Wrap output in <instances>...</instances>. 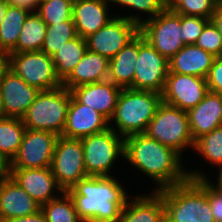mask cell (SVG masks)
Segmentation results:
<instances>
[{"label":"cell","mask_w":222,"mask_h":222,"mask_svg":"<svg viewBox=\"0 0 222 222\" xmlns=\"http://www.w3.org/2000/svg\"><path fill=\"white\" fill-rule=\"evenodd\" d=\"M134 168L150 176L159 185L156 190L178 185L189 179L178 152L146 134L124 138V156ZM185 171V172H184Z\"/></svg>","instance_id":"cell-1"},{"label":"cell","mask_w":222,"mask_h":222,"mask_svg":"<svg viewBox=\"0 0 222 222\" xmlns=\"http://www.w3.org/2000/svg\"><path fill=\"white\" fill-rule=\"evenodd\" d=\"M84 222H117L127 193L112 176H87L66 191Z\"/></svg>","instance_id":"cell-2"},{"label":"cell","mask_w":222,"mask_h":222,"mask_svg":"<svg viewBox=\"0 0 222 222\" xmlns=\"http://www.w3.org/2000/svg\"><path fill=\"white\" fill-rule=\"evenodd\" d=\"M181 184L156 190L163 198L166 222H214L206 195V176L188 172ZM205 176V177H204Z\"/></svg>","instance_id":"cell-3"},{"label":"cell","mask_w":222,"mask_h":222,"mask_svg":"<svg viewBox=\"0 0 222 222\" xmlns=\"http://www.w3.org/2000/svg\"><path fill=\"white\" fill-rule=\"evenodd\" d=\"M162 103L161 94L153 91L122 88L113 117L117 134L126 138L144 133Z\"/></svg>","instance_id":"cell-4"},{"label":"cell","mask_w":222,"mask_h":222,"mask_svg":"<svg viewBox=\"0 0 222 222\" xmlns=\"http://www.w3.org/2000/svg\"><path fill=\"white\" fill-rule=\"evenodd\" d=\"M70 99L71 91L63 86L40 91L22 117L25 128L48 131L61 136L66 124Z\"/></svg>","instance_id":"cell-5"},{"label":"cell","mask_w":222,"mask_h":222,"mask_svg":"<svg viewBox=\"0 0 222 222\" xmlns=\"http://www.w3.org/2000/svg\"><path fill=\"white\" fill-rule=\"evenodd\" d=\"M144 134L180 155L186 147L194 148L187 111L165 102L159 105Z\"/></svg>","instance_id":"cell-6"},{"label":"cell","mask_w":222,"mask_h":222,"mask_svg":"<svg viewBox=\"0 0 222 222\" xmlns=\"http://www.w3.org/2000/svg\"><path fill=\"white\" fill-rule=\"evenodd\" d=\"M6 66L39 91L62 86L52 57L42 51L10 52L6 55Z\"/></svg>","instance_id":"cell-7"},{"label":"cell","mask_w":222,"mask_h":222,"mask_svg":"<svg viewBox=\"0 0 222 222\" xmlns=\"http://www.w3.org/2000/svg\"><path fill=\"white\" fill-rule=\"evenodd\" d=\"M111 126L101 133L81 138L87 176H110L117 157L124 156V138Z\"/></svg>","instance_id":"cell-8"},{"label":"cell","mask_w":222,"mask_h":222,"mask_svg":"<svg viewBox=\"0 0 222 222\" xmlns=\"http://www.w3.org/2000/svg\"><path fill=\"white\" fill-rule=\"evenodd\" d=\"M142 23L138 15L115 16L107 25L85 38L87 50L110 60L139 33Z\"/></svg>","instance_id":"cell-9"},{"label":"cell","mask_w":222,"mask_h":222,"mask_svg":"<svg viewBox=\"0 0 222 222\" xmlns=\"http://www.w3.org/2000/svg\"><path fill=\"white\" fill-rule=\"evenodd\" d=\"M143 21L139 26V32L168 60L185 45L180 32L181 14L166 8L154 18Z\"/></svg>","instance_id":"cell-10"},{"label":"cell","mask_w":222,"mask_h":222,"mask_svg":"<svg viewBox=\"0 0 222 222\" xmlns=\"http://www.w3.org/2000/svg\"><path fill=\"white\" fill-rule=\"evenodd\" d=\"M169 73V60L162 56L139 32L138 58L130 89L162 94Z\"/></svg>","instance_id":"cell-11"},{"label":"cell","mask_w":222,"mask_h":222,"mask_svg":"<svg viewBox=\"0 0 222 222\" xmlns=\"http://www.w3.org/2000/svg\"><path fill=\"white\" fill-rule=\"evenodd\" d=\"M50 168L58 185L65 192L87 177L81 139L59 136Z\"/></svg>","instance_id":"cell-12"},{"label":"cell","mask_w":222,"mask_h":222,"mask_svg":"<svg viewBox=\"0 0 222 222\" xmlns=\"http://www.w3.org/2000/svg\"><path fill=\"white\" fill-rule=\"evenodd\" d=\"M58 138L52 132L26 129L10 169L50 168Z\"/></svg>","instance_id":"cell-13"},{"label":"cell","mask_w":222,"mask_h":222,"mask_svg":"<svg viewBox=\"0 0 222 222\" xmlns=\"http://www.w3.org/2000/svg\"><path fill=\"white\" fill-rule=\"evenodd\" d=\"M39 90L28 85L7 66L0 73V103L3 117L22 118Z\"/></svg>","instance_id":"cell-14"},{"label":"cell","mask_w":222,"mask_h":222,"mask_svg":"<svg viewBox=\"0 0 222 222\" xmlns=\"http://www.w3.org/2000/svg\"><path fill=\"white\" fill-rule=\"evenodd\" d=\"M207 92L205 78L169 72L161 96L162 102L188 111L201 102Z\"/></svg>","instance_id":"cell-15"},{"label":"cell","mask_w":222,"mask_h":222,"mask_svg":"<svg viewBox=\"0 0 222 222\" xmlns=\"http://www.w3.org/2000/svg\"><path fill=\"white\" fill-rule=\"evenodd\" d=\"M109 120L90 106L81 104L72 94L66 124L61 136L81 139L109 128Z\"/></svg>","instance_id":"cell-16"},{"label":"cell","mask_w":222,"mask_h":222,"mask_svg":"<svg viewBox=\"0 0 222 222\" xmlns=\"http://www.w3.org/2000/svg\"><path fill=\"white\" fill-rule=\"evenodd\" d=\"M13 180L30 195L39 206L57 198L54 190L63 193L51 168L10 169Z\"/></svg>","instance_id":"cell-17"},{"label":"cell","mask_w":222,"mask_h":222,"mask_svg":"<svg viewBox=\"0 0 222 222\" xmlns=\"http://www.w3.org/2000/svg\"><path fill=\"white\" fill-rule=\"evenodd\" d=\"M122 88L110 80L94 82L72 88L71 94L81 103L100 112L109 121L114 115Z\"/></svg>","instance_id":"cell-18"},{"label":"cell","mask_w":222,"mask_h":222,"mask_svg":"<svg viewBox=\"0 0 222 222\" xmlns=\"http://www.w3.org/2000/svg\"><path fill=\"white\" fill-rule=\"evenodd\" d=\"M40 210L41 206L11 176L0 180V222L34 215Z\"/></svg>","instance_id":"cell-19"},{"label":"cell","mask_w":222,"mask_h":222,"mask_svg":"<svg viewBox=\"0 0 222 222\" xmlns=\"http://www.w3.org/2000/svg\"><path fill=\"white\" fill-rule=\"evenodd\" d=\"M187 113L190 131L195 141L222 126V95L208 91L203 100Z\"/></svg>","instance_id":"cell-20"},{"label":"cell","mask_w":222,"mask_h":222,"mask_svg":"<svg viewBox=\"0 0 222 222\" xmlns=\"http://www.w3.org/2000/svg\"><path fill=\"white\" fill-rule=\"evenodd\" d=\"M108 2L110 0H74L72 20L78 36L85 39L113 19L108 16Z\"/></svg>","instance_id":"cell-21"},{"label":"cell","mask_w":222,"mask_h":222,"mask_svg":"<svg viewBox=\"0 0 222 222\" xmlns=\"http://www.w3.org/2000/svg\"><path fill=\"white\" fill-rule=\"evenodd\" d=\"M108 76L109 59L87 50L80 62L62 81V86L71 90L81 85L107 80Z\"/></svg>","instance_id":"cell-22"},{"label":"cell","mask_w":222,"mask_h":222,"mask_svg":"<svg viewBox=\"0 0 222 222\" xmlns=\"http://www.w3.org/2000/svg\"><path fill=\"white\" fill-rule=\"evenodd\" d=\"M215 56L195 44L184 45L171 59L169 72L207 78Z\"/></svg>","instance_id":"cell-23"},{"label":"cell","mask_w":222,"mask_h":222,"mask_svg":"<svg viewBox=\"0 0 222 222\" xmlns=\"http://www.w3.org/2000/svg\"><path fill=\"white\" fill-rule=\"evenodd\" d=\"M153 192L149 196H136L131 202L127 200L117 222H164L163 198L156 190Z\"/></svg>","instance_id":"cell-24"},{"label":"cell","mask_w":222,"mask_h":222,"mask_svg":"<svg viewBox=\"0 0 222 222\" xmlns=\"http://www.w3.org/2000/svg\"><path fill=\"white\" fill-rule=\"evenodd\" d=\"M138 58V34L109 60L108 80L121 88L133 85Z\"/></svg>","instance_id":"cell-25"},{"label":"cell","mask_w":222,"mask_h":222,"mask_svg":"<svg viewBox=\"0 0 222 222\" xmlns=\"http://www.w3.org/2000/svg\"><path fill=\"white\" fill-rule=\"evenodd\" d=\"M31 12L16 6H6L0 22V52L7 55L16 46L23 23Z\"/></svg>","instance_id":"cell-26"},{"label":"cell","mask_w":222,"mask_h":222,"mask_svg":"<svg viewBox=\"0 0 222 222\" xmlns=\"http://www.w3.org/2000/svg\"><path fill=\"white\" fill-rule=\"evenodd\" d=\"M87 51L86 40L76 36L63 44L51 57L55 65L57 76L63 81L80 62Z\"/></svg>","instance_id":"cell-27"},{"label":"cell","mask_w":222,"mask_h":222,"mask_svg":"<svg viewBox=\"0 0 222 222\" xmlns=\"http://www.w3.org/2000/svg\"><path fill=\"white\" fill-rule=\"evenodd\" d=\"M47 25L35 12L30 13L23 23L17 46L11 52L41 51Z\"/></svg>","instance_id":"cell-28"},{"label":"cell","mask_w":222,"mask_h":222,"mask_svg":"<svg viewBox=\"0 0 222 222\" xmlns=\"http://www.w3.org/2000/svg\"><path fill=\"white\" fill-rule=\"evenodd\" d=\"M25 131L22 118L0 117V154L8 161L18 153Z\"/></svg>","instance_id":"cell-29"},{"label":"cell","mask_w":222,"mask_h":222,"mask_svg":"<svg viewBox=\"0 0 222 222\" xmlns=\"http://www.w3.org/2000/svg\"><path fill=\"white\" fill-rule=\"evenodd\" d=\"M47 222H84L75 209L73 200L67 192H63L61 198L50 200L41 206Z\"/></svg>","instance_id":"cell-30"},{"label":"cell","mask_w":222,"mask_h":222,"mask_svg":"<svg viewBox=\"0 0 222 222\" xmlns=\"http://www.w3.org/2000/svg\"><path fill=\"white\" fill-rule=\"evenodd\" d=\"M76 36L77 32L73 20L47 25L41 51L52 56L65 42L74 39Z\"/></svg>","instance_id":"cell-31"},{"label":"cell","mask_w":222,"mask_h":222,"mask_svg":"<svg viewBox=\"0 0 222 222\" xmlns=\"http://www.w3.org/2000/svg\"><path fill=\"white\" fill-rule=\"evenodd\" d=\"M203 158L217 166L222 164V126L204 134L194 142V148Z\"/></svg>","instance_id":"cell-32"},{"label":"cell","mask_w":222,"mask_h":222,"mask_svg":"<svg viewBox=\"0 0 222 222\" xmlns=\"http://www.w3.org/2000/svg\"><path fill=\"white\" fill-rule=\"evenodd\" d=\"M74 0H51L38 6L37 14L46 25L72 20Z\"/></svg>","instance_id":"cell-33"},{"label":"cell","mask_w":222,"mask_h":222,"mask_svg":"<svg viewBox=\"0 0 222 222\" xmlns=\"http://www.w3.org/2000/svg\"><path fill=\"white\" fill-rule=\"evenodd\" d=\"M220 0H176L169 8L177 14L212 19Z\"/></svg>","instance_id":"cell-34"},{"label":"cell","mask_w":222,"mask_h":222,"mask_svg":"<svg viewBox=\"0 0 222 222\" xmlns=\"http://www.w3.org/2000/svg\"><path fill=\"white\" fill-rule=\"evenodd\" d=\"M195 45L215 57L222 56V37L212 20L205 25Z\"/></svg>","instance_id":"cell-35"},{"label":"cell","mask_w":222,"mask_h":222,"mask_svg":"<svg viewBox=\"0 0 222 222\" xmlns=\"http://www.w3.org/2000/svg\"><path fill=\"white\" fill-rule=\"evenodd\" d=\"M210 19L189 15H181V37L185 45L195 44Z\"/></svg>","instance_id":"cell-36"},{"label":"cell","mask_w":222,"mask_h":222,"mask_svg":"<svg viewBox=\"0 0 222 222\" xmlns=\"http://www.w3.org/2000/svg\"><path fill=\"white\" fill-rule=\"evenodd\" d=\"M110 2L134 8L139 12H146L151 15L148 19L154 18L167 8L162 0H110Z\"/></svg>","instance_id":"cell-37"},{"label":"cell","mask_w":222,"mask_h":222,"mask_svg":"<svg viewBox=\"0 0 222 222\" xmlns=\"http://www.w3.org/2000/svg\"><path fill=\"white\" fill-rule=\"evenodd\" d=\"M206 179V195L210 204L214 222H222V191L215 188L213 183Z\"/></svg>","instance_id":"cell-38"},{"label":"cell","mask_w":222,"mask_h":222,"mask_svg":"<svg viewBox=\"0 0 222 222\" xmlns=\"http://www.w3.org/2000/svg\"><path fill=\"white\" fill-rule=\"evenodd\" d=\"M206 81L208 91L222 95V56L215 57Z\"/></svg>","instance_id":"cell-39"},{"label":"cell","mask_w":222,"mask_h":222,"mask_svg":"<svg viewBox=\"0 0 222 222\" xmlns=\"http://www.w3.org/2000/svg\"><path fill=\"white\" fill-rule=\"evenodd\" d=\"M5 2L9 6L20 7L31 13H35L37 11L35 8H38L35 0H5Z\"/></svg>","instance_id":"cell-40"},{"label":"cell","mask_w":222,"mask_h":222,"mask_svg":"<svg viewBox=\"0 0 222 222\" xmlns=\"http://www.w3.org/2000/svg\"><path fill=\"white\" fill-rule=\"evenodd\" d=\"M1 222H47L43 212L40 210L34 215L11 218Z\"/></svg>","instance_id":"cell-41"},{"label":"cell","mask_w":222,"mask_h":222,"mask_svg":"<svg viewBox=\"0 0 222 222\" xmlns=\"http://www.w3.org/2000/svg\"><path fill=\"white\" fill-rule=\"evenodd\" d=\"M211 20L217 26L222 37V0L218 2Z\"/></svg>","instance_id":"cell-42"},{"label":"cell","mask_w":222,"mask_h":222,"mask_svg":"<svg viewBox=\"0 0 222 222\" xmlns=\"http://www.w3.org/2000/svg\"><path fill=\"white\" fill-rule=\"evenodd\" d=\"M10 176V161L0 154V180Z\"/></svg>","instance_id":"cell-43"},{"label":"cell","mask_w":222,"mask_h":222,"mask_svg":"<svg viewBox=\"0 0 222 222\" xmlns=\"http://www.w3.org/2000/svg\"><path fill=\"white\" fill-rule=\"evenodd\" d=\"M219 167H220V171H219V176H218V184L215 188L222 191V164L219 165Z\"/></svg>","instance_id":"cell-44"},{"label":"cell","mask_w":222,"mask_h":222,"mask_svg":"<svg viewBox=\"0 0 222 222\" xmlns=\"http://www.w3.org/2000/svg\"><path fill=\"white\" fill-rule=\"evenodd\" d=\"M5 66H6V55L0 52V73Z\"/></svg>","instance_id":"cell-45"},{"label":"cell","mask_w":222,"mask_h":222,"mask_svg":"<svg viewBox=\"0 0 222 222\" xmlns=\"http://www.w3.org/2000/svg\"><path fill=\"white\" fill-rule=\"evenodd\" d=\"M6 6H7V4L5 1L0 2V22L2 21V18L4 16Z\"/></svg>","instance_id":"cell-46"},{"label":"cell","mask_w":222,"mask_h":222,"mask_svg":"<svg viewBox=\"0 0 222 222\" xmlns=\"http://www.w3.org/2000/svg\"><path fill=\"white\" fill-rule=\"evenodd\" d=\"M164 5L169 8L176 0H162Z\"/></svg>","instance_id":"cell-47"},{"label":"cell","mask_w":222,"mask_h":222,"mask_svg":"<svg viewBox=\"0 0 222 222\" xmlns=\"http://www.w3.org/2000/svg\"><path fill=\"white\" fill-rule=\"evenodd\" d=\"M36 1V4H37V7L45 2H48V1H51V0H35Z\"/></svg>","instance_id":"cell-48"},{"label":"cell","mask_w":222,"mask_h":222,"mask_svg":"<svg viewBox=\"0 0 222 222\" xmlns=\"http://www.w3.org/2000/svg\"><path fill=\"white\" fill-rule=\"evenodd\" d=\"M2 116V111H1V103H0V117Z\"/></svg>","instance_id":"cell-49"}]
</instances>
